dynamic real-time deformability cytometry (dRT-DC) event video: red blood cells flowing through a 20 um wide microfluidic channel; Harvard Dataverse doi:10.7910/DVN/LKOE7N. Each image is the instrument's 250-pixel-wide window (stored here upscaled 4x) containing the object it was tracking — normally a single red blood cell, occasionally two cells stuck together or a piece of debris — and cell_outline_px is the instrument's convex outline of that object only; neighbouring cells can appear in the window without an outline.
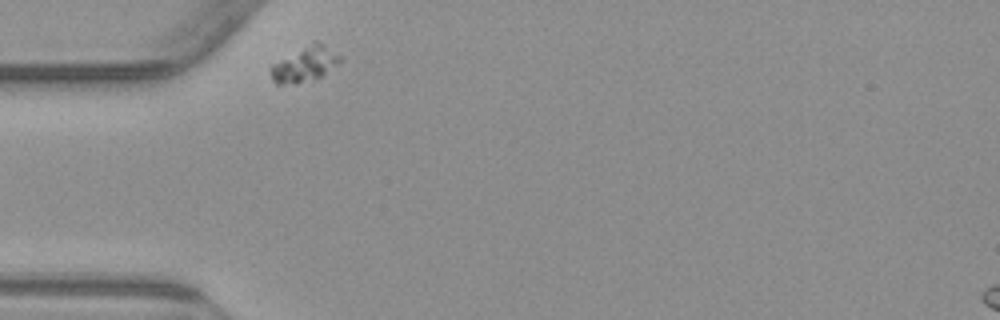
{"species": "common noctule bat (a hibernating species)", "species_latin": "Nyctalus noctula", "temperature_condition": "warm", "stored_images_in_passage": 1, "camera_frame_rate_fps": 3000, "um_per_image_px": 0.085, "animal": {"sex": "male", "body_mass_g": 23.1, "forearm_length_mm": 52.7}, "frame": {"image": 1, "passage_image": 1, "time_ms": 0.0, "image_size_px": [1000, 320], "cell_outline_px": [[340, 60], [336, 64], [320, 76], [296, 84], [276, 84], [272, 80], [272, 64], [312, 40], [316, 40], [324, 44], [340, 56]], "centroid_in_image_um": [25.87, 5.42], "position_along_channel_um": 59.1, "area_um2": 13.87}}